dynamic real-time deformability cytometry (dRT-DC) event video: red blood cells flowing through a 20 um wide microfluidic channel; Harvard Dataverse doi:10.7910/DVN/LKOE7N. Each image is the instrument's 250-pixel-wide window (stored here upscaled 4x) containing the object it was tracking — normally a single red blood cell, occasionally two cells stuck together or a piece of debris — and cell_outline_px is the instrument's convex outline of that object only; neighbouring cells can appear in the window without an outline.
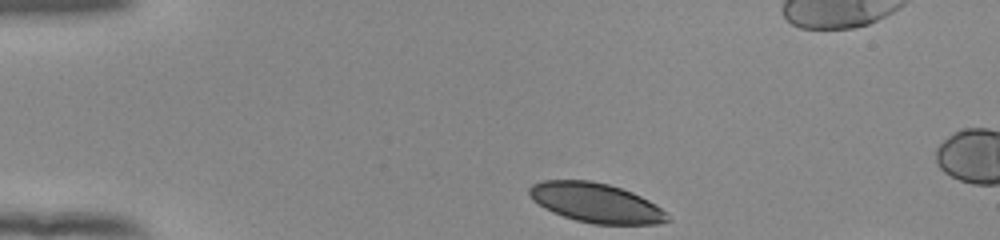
{"species": "human", "species_latin": "Homo sapiens", "temperature_condition": "room temperature", "stored_images_in_passage": 38, "camera_frame_rate_fps": 3000, "um_per_image_px": 0.085, "donor": {"sex": "female"}, "frame": {"image": 1, "passage_image": 1, "time_ms": 0.0, "image_size_px": [1000, 240], "cell_outline_px": [[672, 220], [656, 224], [592, 224], [576, 220], [552, 212], [544, 208], [532, 200], [528, 192], [528, 188], [532, 184], [540, 180], [592, 180], [608, 184], [632, 192], [648, 200], [660, 208]], "centroid_in_image_um": [50.61, 17.23], "position_along_channel_um": 34.4, "area_um2": 31.79}}
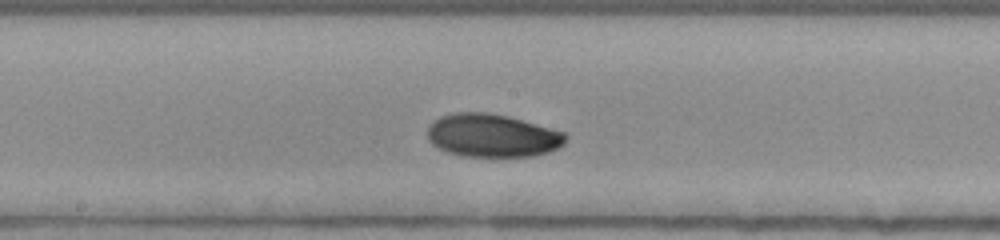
{"frame": {"image": 2, "passage_image": 19, "time_ms": 6.0, "image_size_px": [1000, 240], "cell_outline_px": [[568, 136], [564, 144], [548, 152], [532, 156], [464, 156], [448, 152], [436, 148], [428, 140], [428, 124], [432, 120], [440, 116], [452, 112], [488, 112], [508, 116], [568, 132]], "centroid_in_image_um": [41.84, 11.5], "position_along_channel_um": 206.4, "area_um2": 35.14}}
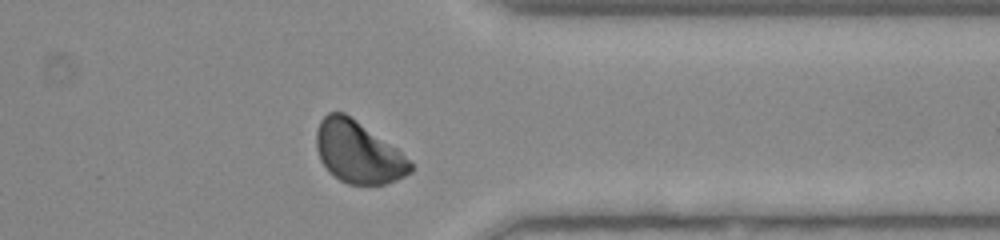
{"frame": {"image": 3, "passage_image": 33, "time_ms": 10.667, "image_size_px": [1000, 240], "cell_outline_px": [[412, 172], [396, 180], [384, 184], [348, 184], [340, 180], [328, 172], [320, 160], [316, 148], [316, 132], [320, 120], [328, 112], [344, 112], [356, 120], [396, 148], [412, 164]], "centroid_in_image_um": [30.4, 12.94], "position_along_channel_um": 381.0, "area_um2": 33.7}, "authors_computed_cell_mechanics": {"area_um2": 33.813, "velocity_mm_per_s": 3.8362, "shape_relaxation_time_tau1_ms": 3.7256, "shape_relaxation_time_tau2_ms": null, "deformation_change_tau1": 0.0937, "deformation_change_tau2": null}}